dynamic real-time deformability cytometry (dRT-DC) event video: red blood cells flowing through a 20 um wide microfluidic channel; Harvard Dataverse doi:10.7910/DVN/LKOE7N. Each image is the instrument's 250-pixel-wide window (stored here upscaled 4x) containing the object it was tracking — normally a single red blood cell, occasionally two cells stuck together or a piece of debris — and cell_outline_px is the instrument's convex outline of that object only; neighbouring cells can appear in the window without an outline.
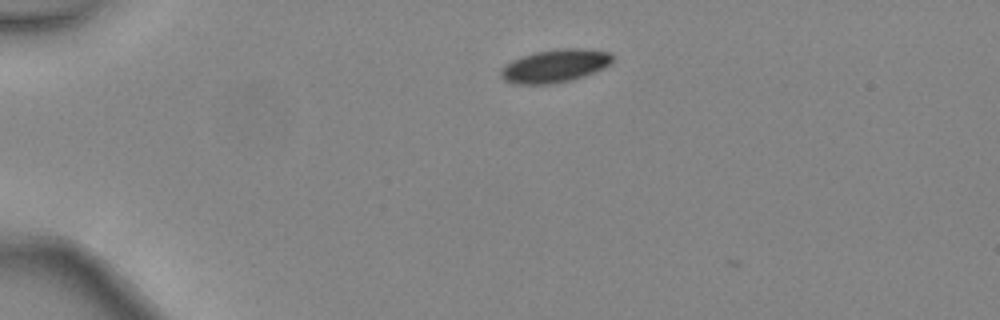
{"species": "common noctule bat (a hibernating species)", "species_latin": "Nyctalus noctula", "temperature_condition": "warm", "stored_images_in_passage": 37, "camera_frame_rate_fps": 3000, "um_per_image_px": 0.085, "animal": {"sex": "female", "body_mass_g": 24.6, "forearm_length_mm": 56.2}, "frame": {"image": 1, "passage_image": 1, "time_ms": 0.0, "image_size_px": [1000, 320], "cell_outline_px": [[612, 60], [608, 64], [584, 76], [572, 80], [552, 84], [512, 84], [504, 80], [500, 76], [500, 68], [504, 64], [520, 56], [536, 52], [560, 48], [584, 48], [612, 52]], "centroid_in_image_um": [47.11, 5.6], "position_along_channel_um": 37.9, "area_um2": 21.62}}
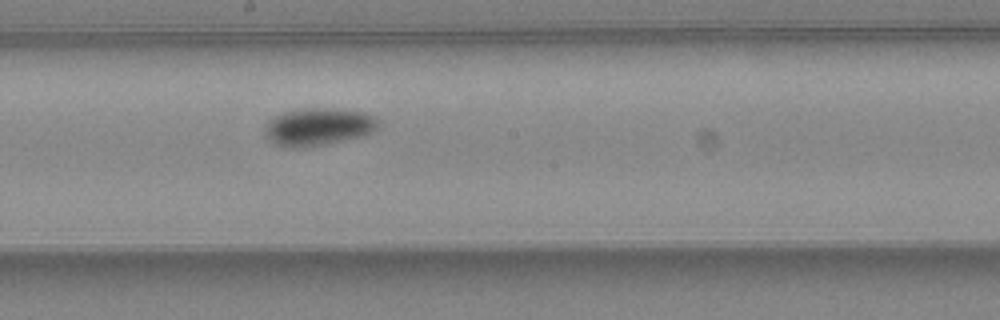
{"frame": {"image": 2, "passage_image": 17, "time_ms": 5.333, "image_size_px": [1000, 320], "cell_outline_px": [[380, 128], [364, 136], [324, 144], [292, 148], [280, 148], [272, 144], [268, 140], [264, 132], [264, 128], [268, 120], [284, 112], [304, 108], [332, 108], [368, 112], [380, 120]], "centroid_in_image_um": [27.07, 10.78], "position_along_channel_um": 221.1, "area_um2": 25.37}}
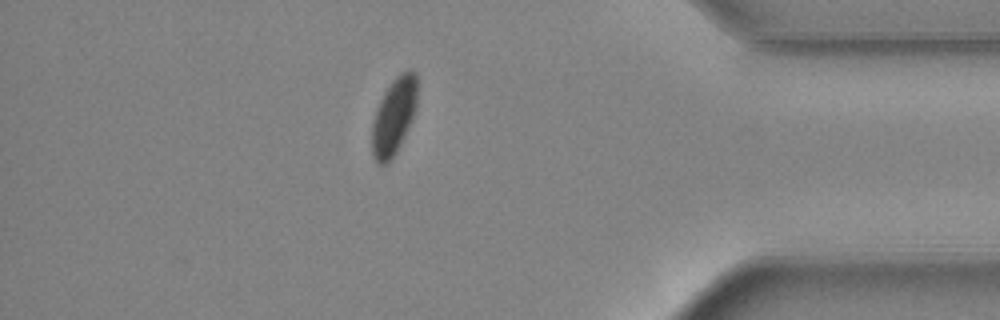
{"frame": {"image": 3, "passage_image": 31, "time_ms": 10.0, "image_size_px": [1000, 320], "cell_outline_px": [[416, 108], [412, 120], [396, 152], [384, 164], [376, 164], [372, 156], [372, 124], [376, 108], [384, 92], [392, 80], [400, 72], [408, 68], [416, 72]], "centroid_in_image_um": [33.47, 9.85], "position_along_channel_um": 401.7, "area_um2": 20.23}, "authors_computed_cell_mechanics": {"area_um2": 22.831, "velocity_mm_per_s": 4.4815, "shape_relaxation_time_tau1_ms": 5.1895, "shape_relaxation_time_tau2_ms": null, "deformation_change_tau1": 0.1124, "deformation_change_tau2": null}}